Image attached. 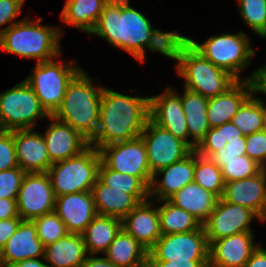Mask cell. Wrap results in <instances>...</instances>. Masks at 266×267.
I'll use <instances>...</instances> for the list:
<instances>
[{"label":"cell","mask_w":266,"mask_h":267,"mask_svg":"<svg viewBox=\"0 0 266 267\" xmlns=\"http://www.w3.org/2000/svg\"><path fill=\"white\" fill-rule=\"evenodd\" d=\"M90 33L106 39L113 47L124 49L141 62L145 58L144 47L170 58L172 42L179 34L153 29L145 15L129 6V0H109Z\"/></svg>","instance_id":"obj_1"},{"label":"cell","mask_w":266,"mask_h":267,"mask_svg":"<svg viewBox=\"0 0 266 267\" xmlns=\"http://www.w3.org/2000/svg\"><path fill=\"white\" fill-rule=\"evenodd\" d=\"M149 97H132L104 88L99 122L89 145L99 150L105 145L141 136L149 119ZM94 144V145H93Z\"/></svg>","instance_id":"obj_2"},{"label":"cell","mask_w":266,"mask_h":267,"mask_svg":"<svg viewBox=\"0 0 266 267\" xmlns=\"http://www.w3.org/2000/svg\"><path fill=\"white\" fill-rule=\"evenodd\" d=\"M170 58L178 61L177 72L185 79L184 88L212 98L224 93L237 79L215 66L178 34L171 45Z\"/></svg>","instance_id":"obj_3"},{"label":"cell","mask_w":266,"mask_h":267,"mask_svg":"<svg viewBox=\"0 0 266 267\" xmlns=\"http://www.w3.org/2000/svg\"><path fill=\"white\" fill-rule=\"evenodd\" d=\"M103 89L93 86L91 78L81 69L67 85L61 106L52 117L90 141L97 131Z\"/></svg>","instance_id":"obj_4"},{"label":"cell","mask_w":266,"mask_h":267,"mask_svg":"<svg viewBox=\"0 0 266 267\" xmlns=\"http://www.w3.org/2000/svg\"><path fill=\"white\" fill-rule=\"evenodd\" d=\"M37 20L35 23L25 18L5 29L0 36V47L8 53L38 59V63L61 55V31L58 28L40 25L42 19Z\"/></svg>","instance_id":"obj_5"},{"label":"cell","mask_w":266,"mask_h":267,"mask_svg":"<svg viewBox=\"0 0 266 267\" xmlns=\"http://www.w3.org/2000/svg\"><path fill=\"white\" fill-rule=\"evenodd\" d=\"M100 163L99 150L90 145L74 157L53 163L47 173L55 197L91 191L98 178Z\"/></svg>","instance_id":"obj_6"},{"label":"cell","mask_w":266,"mask_h":267,"mask_svg":"<svg viewBox=\"0 0 266 267\" xmlns=\"http://www.w3.org/2000/svg\"><path fill=\"white\" fill-rule=\"evenodd\" d=\"M190 45L212 64L228 71L237 80L239 72L250 64L255 50L250 48V41L243 31L238 34L212 36L202 44L183 36Z\"/></svg>","instance_id":"obj_7"},{"label":"cell","mask_w":266,"mask_h":267,"mask_svg":"<svg viewBox=\"0 0 266 267\" xmlns=\"http://www.w3.org/2000/svg\"><path fill=\"white\" fill-rule=\"evenodd\" d=\"M81 69L61 61L37 63L25 81L32 88L45 111L52 116L61 106L69 82Z\"/></svg>","instance_id":"obj_8"},{"label":"cell","mask_w":266,"mask_h":267,"mask_svg":"<svg viewBox=\"0 0 266 267\" xmlns=\"http://www.w3.org/2000/svg\"><path fill=\"white\" fill-rule=\"evenodd\" d=\"M40 117L50 115L25 80L0 94V130L33 129Z\"/></svg>","instance_id":"obj_9"},{"label":"cell","mask_w":266,"mask_h":267,"mask_svg":"<svg viewBox=\"0 0 266 267\" xmlns=\"http://www.w3.org/2000/svg\"><path fill=\"white\" fill-rule=\"evenodd\" d=\"M101 161L119 173L138 177L148 188L153 174L150 171L147 150L143 139L115 142L99 149Z\"/></svg>","instance_id":"obj_10"},{"label":"cell","mask_w":266,"mask_h":267,"mask_svg":"<svg viewBox=\"0 0 266 267\" xmlns=\"http://www.w3.org/2000/svg\"><path fill=\"white\" fill-rule=\"evenodd\" d=\"M150 260H209L203 226L192 232L162 235L148 251Z\"/></svg>","instance_id":"obj_11"},{"label":"cell","mask_w":266,"mask_h":267,"mask_svg":"<svg viewBox=\"0 0 266 267\" xmlns=\"http://www.w3.org/2000/svg\"><path fill=\"white\" fill-rule=\"evenodd\" d=\"M140 137L145 144L148 164L153 175L158 170L182 160L193 151L185 142L155 124L150 118Z\"/></svg>","instance_id":"obj_12"},{"label":"cell","mask_w":266,"mask_h":267,"mask_svg":"<svg viewBox=\"0 0 266 267\" xmlns=\"http://www.w3.org/2000/svg\"><path fill=\"white\" fill-rule=\"evenodd\" d=\"M56 197L47 172L25 173L16 200L22 220H30L55 211Z\"/></svg>","instance_id":"obj_13"},{"label":"cell","mask_w":266,"mask_h":267,"mask_svg":"<svg viewBox=\"0 0 266 267\" xmlns=\"http://www.w3.org/2000/svg\"><path fill=\"white\" fill-rule=\"evenodd\" d=\"M195 151L216 164L219 161H232L238 159V156L246 155L245 136L231 121L226 122L210 128Z\"/></svg>","instance_id":"obj_14"},{"label":"cell","mask_w":266,"mask_h":267,"mask_svg":"<svg viewBox=\"0 0 266 267\" xmlns=\"http://www.w3.org/2000/svg\"><path fill=\"white\" fill-rule=\"evenodd\" d=\"M258 216L251 210L220 198L210 217L202 224L207 242L234 234L251 231L249 224Z\"/></svg>","instance_id":"obj_15"},{"label":"cell","mask_w":266,"mask_h":267,"mask_svg":"<svg viewBox=\"0 0 266 267\" xmlns=\"http://www.w3.org/2000/svg\"><path fill=\"white\" fill-rule=\"evenodd\" d=\"M165 91L162 95L150 97L149 118L194 150V142L188 141L189 134L181 96L172 88Z\"/></svg>","instance_id":"obj_16"},{"label":"cell","mask_w":266,"mask_h":267,"mask_svg":"<svg viewBox=\"0 0 266 267\" xmlns=\"http://www.w3.org/2000/svg\"><path fill=\"white\" fill-rule=\"evenodd\" d=\"M97 215L123 219L139 203L148 200L149 190H118L104 184L99 178L92 187Z\"/></svg>","instance_id":"obj_17"},{"label":"cell","mask_w":266,"mask_h":267,"mask_svg":"<svg viewBox=\"0 0 266 267\" xmlns=\"http://www.w3.org/2000/svg\"><path fill=\"white\" fill-rule=\"evenodd\" d=\"M221 198L253 211L260 221L266 220V169L245 179L226 182Z\"/></svg>","instance_id":"obj_18"},{"label":"cell","mask_w":266,"mask_h":267,"mask_svg":"<svg viewBox=\"0 0 266 267\" xmlns=\"http://www.w3.org/2000/svg\"><path fill=\"white\" fill-rule=\"evenodd\" d=\"M45 246L37 236L33 221L22 220L16 232L0 251V267H9L27 259L44 257Z\"/></svg>","instance_id":"obj_19"},{"label":"cell","mask_w":266,"mask_h":267,"mask_svg":"<svg viewBox=\"0 0 266 267\" xmlns=\"http://www.w3.org/2000/svg\"><path fill=\"white\" fill-rule=\"evenodd\" d=\"M55 212L67 231L74 234H82L97 216L91 191L56 197Z\"/></svg>","instance_id":"obj_20"},{"label":"cell","mask_w":266,"mask_h":267,"mask_svg":"<svg viewBox=\"0 0 266 267\" xmlns=\"http://www.w3.org/2000/svg\"><path fill=\"white\" fill-rule=\"evenodd\" d=\"M252 231L217 239L209 244V262L220 267H243L259 246Z\"/></svg>","instance_id":"obj_21"},{"label":"cell","mask_w":266,"mask_h":267,"mask_svg":"<svg viewBox=\"0 0 266 267\" xmlns=\"http://www.w3.org/2000/svg\"><path fill=\"white\" fill-rule=\"evenodd\" d=\"M14 146L18 166L25 173L48 172L52 163L42 134L33 129L15 130Z\"/></svg>","instance_id":"obj_22"},{"label":"cell","mask_w":266,"mask_h":267,"mask_svg":"<svg viewBox=\"0 0 266 267\" xmlns=\"http://www.w3.org/2000/svg\"><path fill=\"white\" fill-rule=\"evenodd\" d=\"M49 119L54 120V122L52 121L42 136L46 142L47 152L52 164L74 157L89 146V141L71 126L56 120L52 116Z\"/></svg>","instance_id":"obj_23"},{"label":"cell","mask_w":266,"mask_h":267,"mask_svg":"<svg viewBox=\"0 0 266 267\" xmlns=\"http://www.w3.org/2000/svg\"><path fill=\"white\" fill-rule=\"evenodd\" d=\"M151 205L150 199L141 202L122 219V229L148 251L162 236L158 208Z\"/></svg>","instance_id":"obj_24"},{"label":"cell","mask_w":266,"mask_h":267,"mask_svg":"<svg viewBox=\"0 0 266 267\" xmlns=\"http://www.w3.org/2000/svg\"><path fill=\"white\" fill-rule=\"evenodd\" d=\"M194 169L195 150L182 160L154 173L149 187V197H157L160 201L168 200L184 186L194 182ZM159 174H164L162 181H159L160 183H158V180H155ZM155 185L156 188H154Z\"/></svg>","instance_id":"obj_25"},{"label":"cell","mask_w":266,"mask_h":267,"mask_svg":"<svg viewBox=\"0 0 266 267\" xmlns=\"http://www.w3.org/2000/svg\"><path fill=\"white\" fill-rule=\"evenodd\" d=\"M251 95V86L248 79H240L224 93L208 98L207 118L210 128L230 122Z\"/></svg>","instance_id":"obj_26"},{"label":"cell","mask_w":266,"mask_h":267,"mask_svg":"<svg viewBox=\"0 0 266 267\" xmlns=\"http://www.w3.org/2000/svg\"><path fill=\"white\" fill-rule=\"evenodd\" d=\"M87 251L82 234L68 233L45 246L44 259L49 267H82Z\"/></svg>","instance_id":"obj_27"},{"label":"cell","mask_w":266,"mask_h":267,"mask_svg":"<svg viewBox=\"0 0 266 267\" xmlns=\"http://www.w3.org/2000/svg\"><path fill=\"white\" fill-rule=\"evenodd\" d=\"M168 200L191 213L203 224L214 211L219 198L196 182H192L184 186Z\"/></svg>","instance_id":"obj_28"},{"label":"cell","mask_w":266,"mask_h":267,"mask_svg":"<svg viewBox=\"0 0 266 267\" xmlns=\"http://www.w3.org/2000/svg\"><path fill=\"white\" fill-rule=\"evenodd\" d=\"M184 89V94L181 96L182 108L186 118L188 134L194 139L195 150L210 130L207 118L208 98L187 88Z\"/></svg>","instance_id":"obj_29"},{"label":"cell","mask_w":266,"mask_h":267,"mask_svg":"<svg viewBox=\"0 0 266 267\" xmlns=\"http://www.w3.org/2000/svg\"><path fill=\"white\" fill-rule=\"evenodd\" d=\"M121 229L122 219L97 215L82 233L86 251L91 256L100 251L105 253Z\"/></svg>","instance_id":"obj_30"},{"label":"cell","mask_w":266,"mask_h":267,"mask_svg":"<svg viewBox=\"0 0 266 267\" xmlns=\"http://www.w3.org/2000/svg\"><path fill=\"white\" fill-rule=\"evenodd\" d=\"M109 0H67L61 19L70 25L90 33L95 27L104 5Z\"/></svg>","instance_id":"obj_31"},{"label":"cell","mask_w":266,"mask_h":267,"mask_svg":"<svg viewBox=\"0 0 266 267\" xmlns=\"http://www.w3.org/2000/svg\"><path fill=\"white\" fill-rule=\"evenodd\" d=\"M104 255L116 266L128 267L144 260L148 250L121 229Z\"/></svg>","instance_id":"obj_32"},{"label":"cell","mask_w":266,"mask_h":267,"mask_svg":"<svg viewBox=\"0 0 266 267\" xmlns=\"http://www.w3.org/2000/svg\"><path fill=\"white\" fill-rule=\"evenodd\" d=\"M163 202L165 204L158 207L162 235L192 232L202 227L199 220L191 213L174 205L169 200H163Z\"/></svg>","instance_id":"obj_33"},{"label":"cell","mask_w":266,"mask_h":267,"mask_svg":"<svg viewBox=\"0 0 266 267\" xmlns=\"http://www.w3.org/2000/svg\"><path fill=\"white\" fill-rule=\"evenodd\" d=\"M194 182L214 193L219 199L223 195L225 182L222 170L210 158L201 156L196 151Z\"/></svg>","instance_id":"obj_34"},{"label":"cell","mask_w":266,"mask_h":267,"mask_svg":"<svg viewBox=\"0 0 266 267\" xmlns=\"http://www.w3.org/2000/svg\"><path fill=\"white\" fill-rule=\"evenodd\" d=\"M251 95L239 108L231 122L238 127L244 136L264 130L262 121V103Z\"/></svg>","instance_id":"obj_35"},{"label":"cell","mask_w":266,"mask_h":267,"mask_svg":"<svg viewBox=\"0 0 266 267\" xmlns=\"http://www.w3.org/2000/svg\"><path fill=\"white\" fill-rule=\"evenodd\" d=\"M36 226L37 236L44 246H47L66 236V225L55 211L44 214L32 220Z\"/></svg>","instance_id":"obj_36"},{"label":"cell","mask_w":266,"mask_h":267,"mask_svg":"<svg viewBox=\"0 0 266 267\" xmlns=\"http://www.w3.org/2000/svg\"><path fill=\"white\" fill-rule=\"evenodd\" d=\"M216 165L222 170L225 183L254 176L262 169L247 155L238 156V159L232 161H219Z\"/></svg>","instance_id":"obj_37"},{"label":"cell","mask_w":266,"mask_h":267,"mask_svg":"<svg viewBox=\"0 0 266 267\" xmlns=\"http://www.w3.org/2000/svg\"><path fill=\"white\" fill-rule=\"evenodd\" d=\"M240 14L260 37H266V0H240Z\"/></svg>","instance_id":"obj_38"},{"label":"cell","mask_w":266,"mask_h":267,"mask_svg":"<svg viewBox=\"0 0 266 267\" xmlns=\"http://www.w3.org/2000/svg\"><path fill=\"white\" fill-rule=\"evenodd\" d=\"M98 178L104 184L118 190H149L138 177L114 171L102 161L98 170Z\"/></svg>","instance_id":"obj_39"},{"label":"cell","mask_w":266,"mask_h":267,"mask_svg":"<svg viewBox=\"0 0 266 267\" xmlns=\"http://www.w3.org/2000/svg\"><path fill=\"white\" fill-rule=\"evenodd\" d=\"M25 172L18 166L0 171V198L17 200Z\"/></svg>","instance_id":"obj_40"},{"label":"cell","mask_w":266,"mask_h":267,"mask_svg":"<svg viewBox=\"0 0 266 267\" xmlns=\"http://www.w3.org/2000/svg\"><path fill=\"white\" fill-rule=\"evenodd\" d=\"M246 155L266 169V130L245 136Z\"/></svg>","instance_id":"obj_41"},{"label":"cell","mask_w":266,"mask_h":267,"mask_svg":"<svg viewBox=\"0 0 266 267\" xmlns=\"http://www.w3.org/2000/svg\"><path fill=\"white\" fill-rule=\"evenodd\" d=\"M18 167L14 131L0 130V171Z\"/></svg>","instance_id":"obj_42"},{"label":"cell","mask_w":266,"mask_h":267,"mask_svg":"<svg viewBox=\"0 0 266 267\" xmlns=\"http://www.w3.org/2000/svg\"><path fill=\"white\" fill-rule=\"evenodd\" d=\"M24 1L25 0H0V26L5 23L9 25L6 28L0 29V36L5 29L17 23L12 22V20L20 13Z\"/></svg>","instance_id":"obj_43"},{"label":"cell","mask_w":266,"mask_h":267,"mask_svg":"<svg viewBox=\"0 0 266 267\" xmlns=\"http://www.w3.org/2000/svg\"><path fill=\"white\" fill-rule=\"evenodd\" d=\"M21 221V217L0 220V251L8 239L16 232Z\"/></svg>","instance_id":"obj_44"},{"label":"cell","mask_w":266,"mask_h":267,"mask_svg":"<svg viewBox=\"0 0 266 267\" xmlns=\"http://www.w3.org/2000/svg\"><path fill=\"white\" fill-rule=\"evenodd\" d=\"M209 260H150L151 267H204Z\"/></svg>","instance_id":"obj_45"},{"label":"cell","mask_w":266,"mask_h":267,"mask_svg":"<svg viewBox=\"0 0 266 267\" xmlns=\"http://www.w3.org/2000/svg\"><path fill=\"white\" fill-rule=\"evenodd\" d=\"M248 81L251 86L252 95L254 92H261L266 94V66L257 69L251 76H249Z\"/></svg>","instance_id":"obj_46"},{"label":"cell","mask_w":266,"mask_h":267,"mask_svg":"<svg viewBox=\"0 0 266 267\" xmlns=\"http://www.w3.org/2000/svg\"><path fill=\"white\" fill-rule=\"evenodd\" d=\"M14 217H20L17 212L16 200L0 198V220Z\"/></svg>","instance_id":"obj_47"},{"label":"cell","mask_w":266,"mask_h":267,"mask_svg":"<svg viewBox=\"0 0 266 267\" xmlns=\"http://www.w3.org/2000/svg\"><path fill=\"white\" fill-rule=\"evenodd\" d=\"M243 267H266V250L258 246Z\"/></svg>","instance_id":"obj_48"},{"label":"cell","mask_w":266,"mask_h":267,"mask_svg":"<svg viewBox=\"0 0 266 267\" xmlns=\"http://www.w3.org/2000/svg\"><path fill=\"white\" fill-rule=\"evenodd\" d=\"M82 267H118L106 257H86Z\"/></svg>","instance_id":"obj_49"},{"label":"cell","mask_w":266,"mask_h":267,"mask_svg":"<svg viewBox=\"0 0 266 267\" xmlns=\"http://www.w3.org/2000/svg\"><path fill=\"white\" fill-rule=\"evenodd\" d=\"M9 267H49V266L48 264H45L38 258H36V259H27L24 261H20Z\"/></svg>","instance_id":"obj_50"},{"label":"cell","mask_w":266,"mask_h":267,"mask_svg":"<svg viewBox=\"0 0 266 267\" xmlns=\"http://www.w3.org/2000/svg\"><path fill=\"white\" fill-rule=\"evenodd\" d=\"M128 267H151L149 255L144 260Z\"/></svg>","instance_id":"obj_51"},{"label":"cell","mask_w":266,"mask_h":267,"mask_svg":"<svg viewBox=\"0 0 266 267\" xmlns=\"http://www.w3.org/2000/svg\"><path fill=\"white\" fill-rule=\"evenodd\" d=\"M258 102H260V103H262V121H263V126H264V128H265V130H266V107L264 106V102L260 99H258V98H255Z\"/></svg>","instance_id":"obj_52"},{"label":"cell","mask_w":266,"mask_h":267,"mask_svg":"<svg viewBox=\"0 0 266 267\" xmlns=\"http://www.w3.org/2000/svg\"><path fill=\"white\" fill-rule=\"evenodd\" d=\"M204 267H220V266L214 265V264H212L211 262L208 261L207 264Z\"/></svg>","instance_id":"obj_53"}]
</instances>
